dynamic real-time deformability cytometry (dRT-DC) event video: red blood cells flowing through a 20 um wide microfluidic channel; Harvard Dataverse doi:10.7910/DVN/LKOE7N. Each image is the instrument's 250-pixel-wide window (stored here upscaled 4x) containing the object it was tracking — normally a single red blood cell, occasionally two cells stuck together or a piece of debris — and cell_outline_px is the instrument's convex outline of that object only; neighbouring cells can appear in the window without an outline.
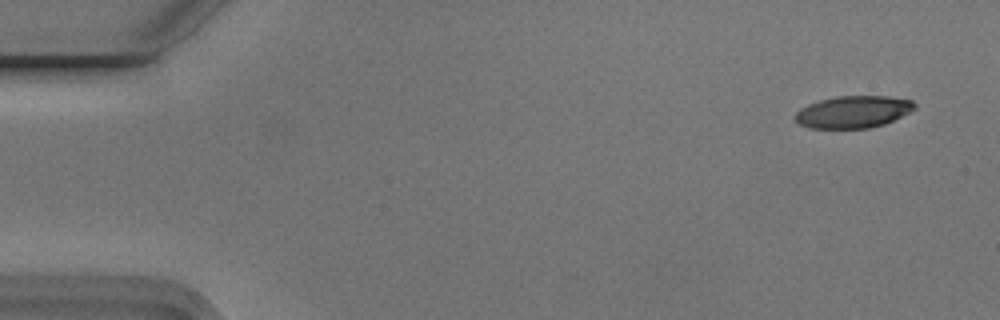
{"species": "Egyptian fruit bat (a non-hibernating species)", "species_latin": "Rousettus aegyptiacus", "temperature_condition": "cold", "stored_images_in_passage": 7, "camera_frame_rate_fps": 3000, "um_per_image_px": 0.085, "animal": {"sex": "male"}, "frame": {"image": 1, "passage_image": 1, "time_ms": 0.0, "image_size_px": [1000, 320], "cell_outline_px": [[916, 108], [884, 124], [868, 128], [808, 128], [800, 124], [796, 120], [796, 112], [800, 108], [808, 104], [820, 100], [836, 96], [888, 96], [912, 100], [916, 104]], "centroid_in_image_um": [72.51, 9.5], "position_along_channel_um": 12.5, "area_um2": 22.2}}
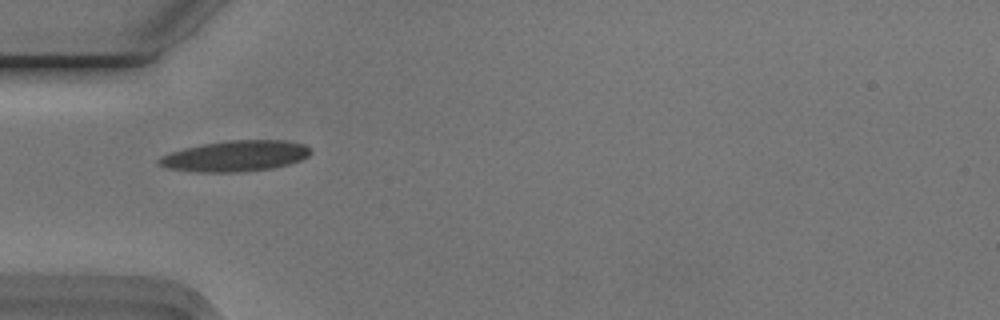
{"frame": {"image": 2, "passage_image": 5, "time_ms": 1.333, "image_size_px": [1000, 320], "cell_outline_px": [[312, 152], [308, 156], [300, 160], [288, 164], [272, 168], [244, 172], [196, 172], [168, 168], [156, 164], [156, 160], [160, 156], [184, 148], [204, 144], [228, 140], [284, 140], [304, 144]], "centroid_in_image_um": [19.98, 13.27], "position_along_channel_um": 65.0, "area_um2": 27.28}}
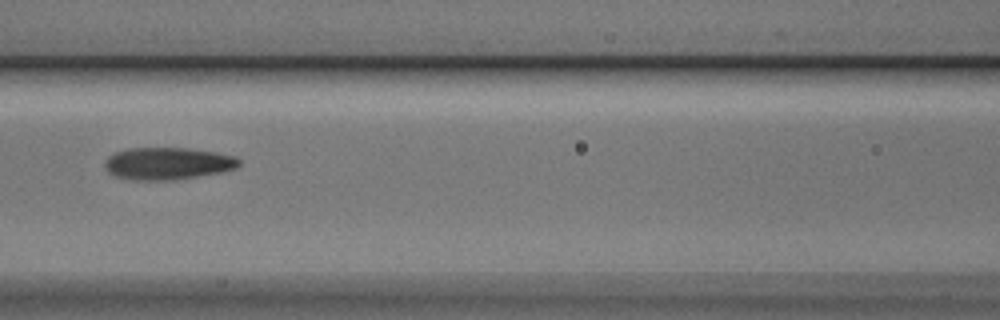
{"frame": {"image": 3, "passage_image": 7, "time_ms": 2.0, "image_size_px": [1000, 320], "cell_outline_px": [[240, 164], [236, 168], [220, 172], [172, 180], [132, 180], [116, 176], [108, 172], [104, 164], [108, 156], [116, 152], [128, 148], [188, 148], [216, 152], [236, 156], [240, 160]], "centroid_in_image_um": [14.25, 13.89], "position_along_channel_um": 152.3, "area_um2": 25.14}}